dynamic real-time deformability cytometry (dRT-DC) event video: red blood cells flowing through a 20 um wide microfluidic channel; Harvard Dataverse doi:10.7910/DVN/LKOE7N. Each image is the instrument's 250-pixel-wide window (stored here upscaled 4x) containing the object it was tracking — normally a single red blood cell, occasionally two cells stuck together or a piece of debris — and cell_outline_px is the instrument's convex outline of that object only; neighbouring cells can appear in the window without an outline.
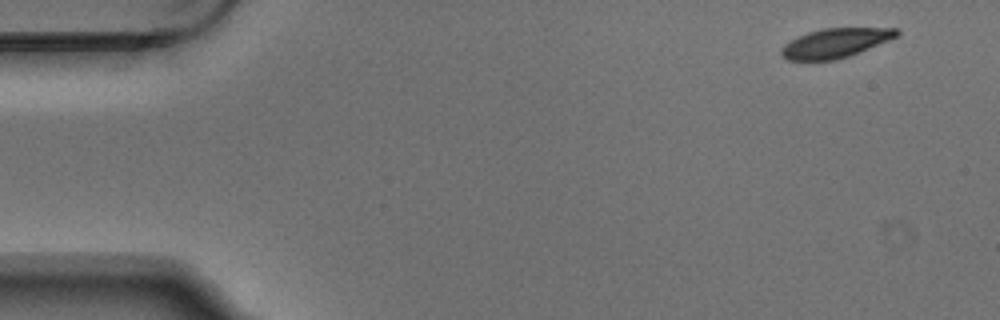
{"species": "Egyptian fruit bat (a non-hibernating species)", "species_latin": "Rousettus aegyptiacus", "temperature_condition": "warm", "stored_images_in_passage": 5, "camera_frame_rate_fps": 3000, "um_per_image_px": 0.085, "animal": {"sex": "male"}, "frame": {"image": 1, "passage_image": 1, "time_ms": 0.0, "image_size_px": [1000, 320], "cell_outline_px": [[900, 32], [896, 36], [888, 40], [848, 56], [836, 60], [788, 60], [780, 52], [784, 44], [808, 32], [824, 28], [896, 28]], "centroid_in_image_um": [70.99, 3.65], "position_along_channel_um": 14.0, "area_um2": 19.25}}
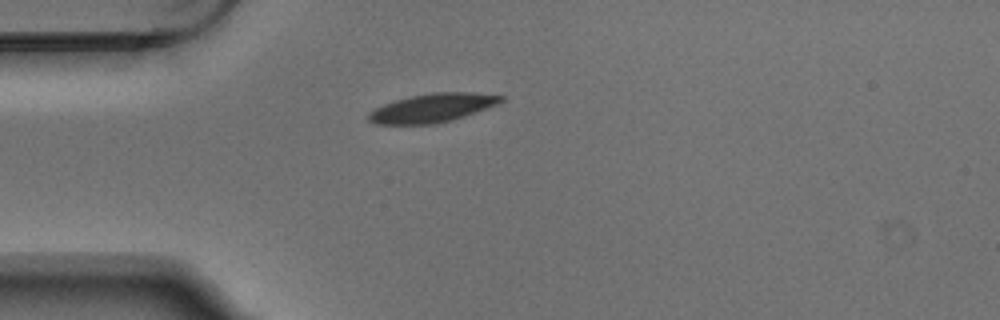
{"frame": {"image": 2, "passage_image": 4, "time_ms": 1.0, "image_size_px": [1000, 320], "cell_outline_px": [[504, 100], [496, 104], [464, 116], [452, 120], [432, 124], [376, 124], [368, 120], [368, 112], [384, 104], [396, 100], [412, 96], [432, 92], [472, 92], [504, 96]], "centroid_in_image_um": [36.73, 9.17], "position_along_channel_um": 48.3, "area_um2": 21.85}}